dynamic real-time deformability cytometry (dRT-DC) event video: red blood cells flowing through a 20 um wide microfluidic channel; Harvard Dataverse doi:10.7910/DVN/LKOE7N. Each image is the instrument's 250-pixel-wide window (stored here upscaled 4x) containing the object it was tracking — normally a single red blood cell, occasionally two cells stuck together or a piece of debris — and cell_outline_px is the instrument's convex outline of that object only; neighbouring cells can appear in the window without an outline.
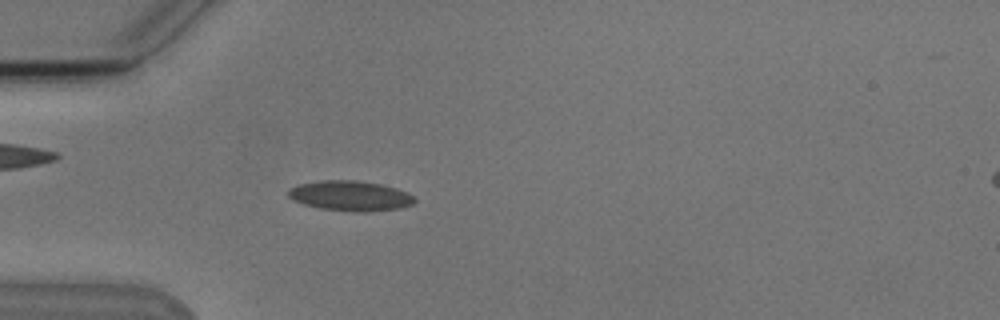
{"species": "Egyptian fruit bat (a non-hibernating species)", "species_latin": "Rousettus aegyptiacus", "temperature_condition": "cold", "stored_images_in_passage": 4, "camera_frame_rate_fps": 3000, "um_per_image_px": 0.085, "animal": {"sex": "male"}, "frame": {"image": 1, "passage_image": 4, "time_ms": 3.333, "image_size_px": [1000, 320], "cell_outline_px": [[416, 200], [412, 204], [400, 208], [368, 212], [352, 212], [320, 208], [304, 204], [292, 200], [288, 196], [288, 188], [300, 184], [324, 180], [356, 180], [380, 184], [396, 188], [408, 192]], "centroid_in_image_um": [29.77, 16.65], "position_along_channel_um": 55.2, "area_um2": 22.2}}